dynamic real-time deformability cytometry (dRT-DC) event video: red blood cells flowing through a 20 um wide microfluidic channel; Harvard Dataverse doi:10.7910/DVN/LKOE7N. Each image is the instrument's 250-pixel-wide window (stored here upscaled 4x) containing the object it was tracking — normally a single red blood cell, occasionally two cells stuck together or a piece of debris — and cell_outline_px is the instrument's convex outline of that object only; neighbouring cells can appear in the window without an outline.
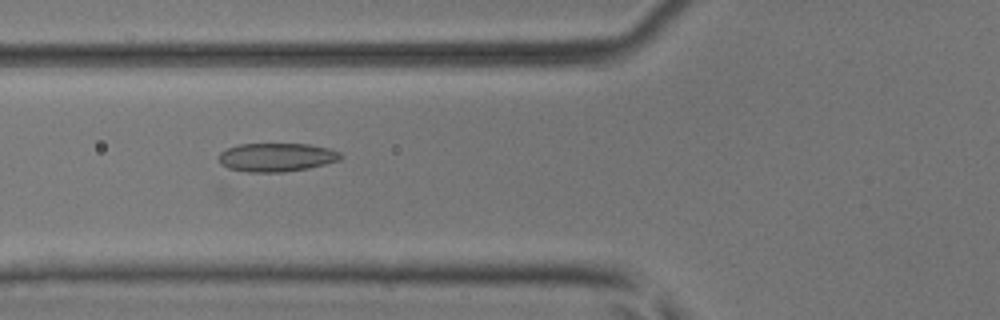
{"species": "common noctule bat (a hibernating species)", "species_latin": "Nyctalus noctula", "temperature_condition": "room temperature", "stored_images_in_passage": 9, "camera_frame_rate_fps": 3000, "um_per_image_px": 0.085, "animal": {"sex": "male", "body_mass_g": 17.9, "forearm_length_mm": 54.2}, "frame": {"image": 1, "passage_image": 7, "time_ms": 2.0, "image_size_px": [1000, 320], "cell_outline_px": [[344, 156], [340, 160], [308, 168], [284, 172], [248, 172], [228, 168], [220, 164], [220, 152], [228, 148], [240, 144], [308, 144], [328, 148], [340, 152]], "centroid_in_image_um": [23.52, 13.37], "position_along_channel_um": 102.3, "area_um2": 20.23}}
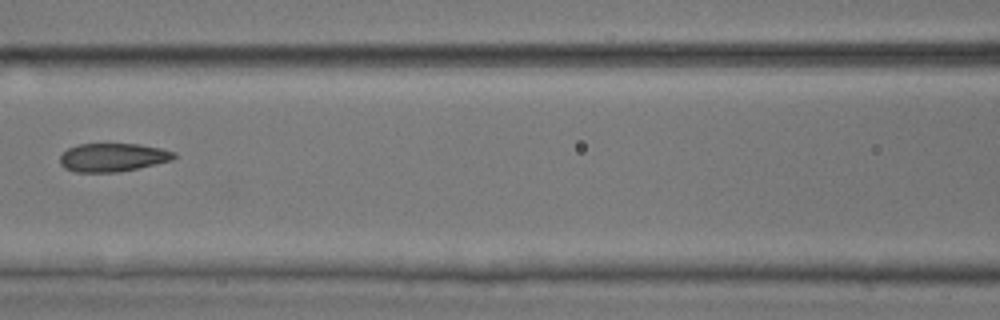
{"frame": {"image": 2, "passage_image": 8, "time_ms": 2.333, "image_size_px": [1000, 320], "cell_outline_px": [[176, 156], [172, 160], [120, 172], [76, 172], [64, 168], [60, 164], [60, 156], [68, 148], [76, 144], [140, 144], [160, 148], [176, 152]], "centroid_in_image_um": [9.57, 13.37], "position_along_channel_um": 157.0, "area_um2": 18.9}}
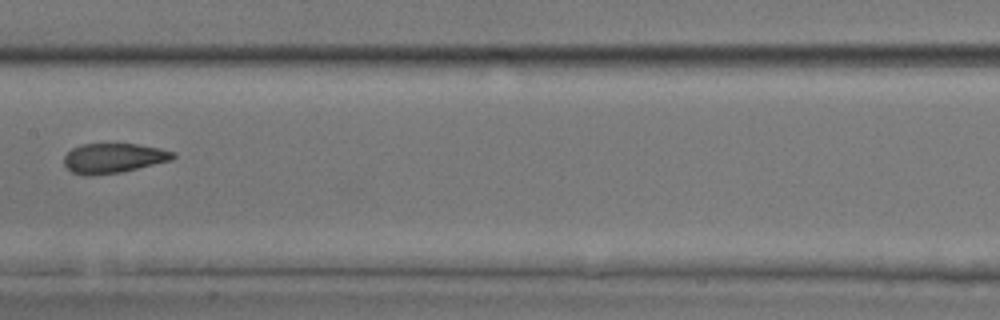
{"frame": {"image": 3, "passage_image": 9, "time_ms": 2.667, "image_size_px": [1000, 320], "cell_outline_px": [[176, 156], [172, 160], [120, 172], [88, 176], [84, 176], [72, 172], [64, 164], [64, 156], [72, 148], [80, 144], [136, 144], [160, 148], [176, 152]], "centroid_in_image_um": [9.64, 13.44], "position_along_channel_um": 197.8, "area_um2": 18.9}}